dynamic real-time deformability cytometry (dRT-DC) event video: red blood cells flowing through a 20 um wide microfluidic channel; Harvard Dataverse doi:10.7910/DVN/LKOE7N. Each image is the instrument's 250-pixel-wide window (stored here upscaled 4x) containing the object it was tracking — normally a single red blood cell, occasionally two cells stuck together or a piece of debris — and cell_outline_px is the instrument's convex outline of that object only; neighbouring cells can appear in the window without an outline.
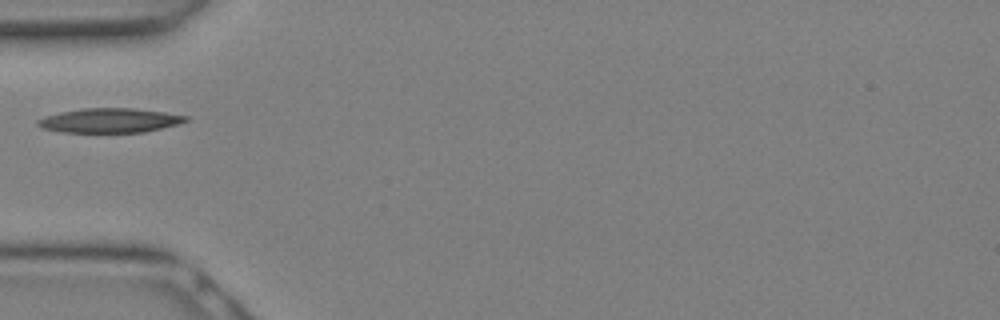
{"species": "Egyptian fruit bat (a non-hibernating species)", "species_latin": "Rousettus aegyptiacus", "temperature_condition": "warm", "stored_images_in_passage": 2, "camera_frame_rate_fps": 3000, "um_per_image_px": 0.085, "animal": {"sex": "female"}, "frame": {"image": 1, "passage_image": 1, "time_ms": 0.0, "image_size_px": [1000, 320], "cell_outline_px": [[188, 120], [176, 124], [144, 132], [60, 132], [40, 128], [36, 124], [36, 120], [44, 116], [60, 112], [84, 108], [136, 108], [164, 112], [188, 116]], "centroid_in_image_um": [9.26, 10.23], "position_along_channel_um": 75.7, "area_um2": 21.04}}